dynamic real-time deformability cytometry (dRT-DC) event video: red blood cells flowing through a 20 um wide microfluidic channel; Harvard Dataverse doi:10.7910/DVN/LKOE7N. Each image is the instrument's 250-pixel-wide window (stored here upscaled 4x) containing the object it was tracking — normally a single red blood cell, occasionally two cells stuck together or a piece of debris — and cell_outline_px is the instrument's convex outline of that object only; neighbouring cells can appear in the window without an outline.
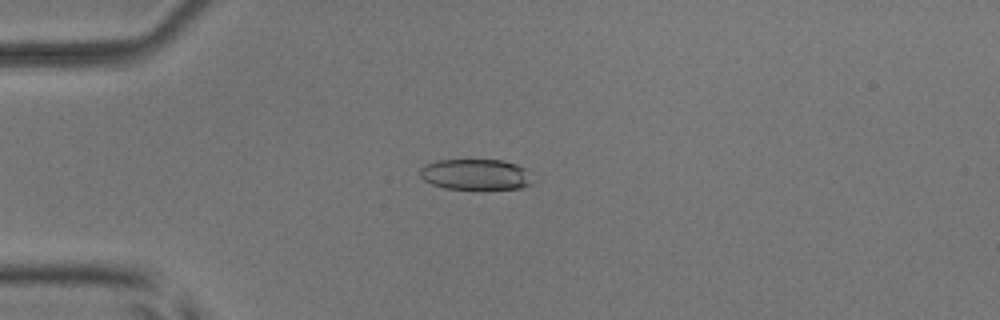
{"species": "common noctule bat (a hibernating species)", "species_latin": "Nyctalus noctula", "temperature_condition": "room temperature", "stored_images_in_passage": 55, "camera_frame_rate_fps": 3000, "um_per_image_px": 0.085, "animal": {"sex": "male", "body_mass_g": 17.9, "forearm_length_mm": 54.2}, "frame": {"image": 1, "passage_image": 15, "time_ms": 4.667, "image_size_px": [1000, 320], "cell_outline_px": [[532, 184], [520, 188], [444, 188], [432, 184], [424, 180], [420, 176], [420, 168], [424, 164], [436, 160], [500, 160], [516, 164], [528, 168]], "centroid_in_image_um": [40.42, 14.81], "position_along_channel_um": 44.6, "area_um2": 20.11}}
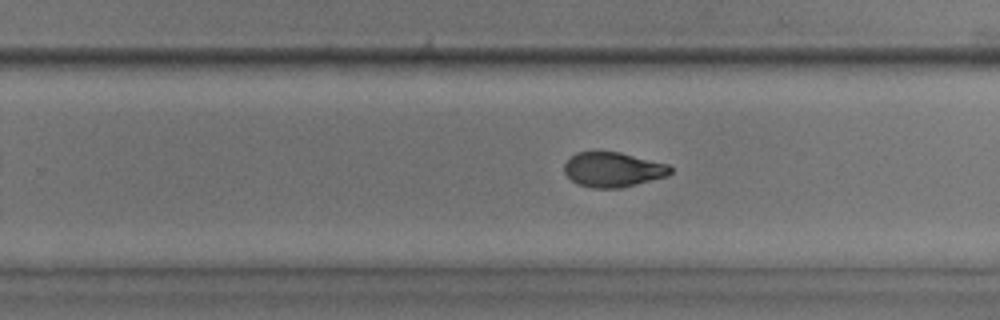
{"frame": {"image": 2, "passage_image": 35, "time_ms": 11.333, "image_size_px": [1000, 320], "cell_outline_px": [[672, 172], [668, 176], [620, 188], [592, 188], [576, 184], [564, 172], [564, 164], [576, 152], [620, 152], [668, 164], [672, 168]], "centroid_in_image_um": [52.11, 14.42], "position_along_channel_um": 277.7, "area_um2": 21.5}}
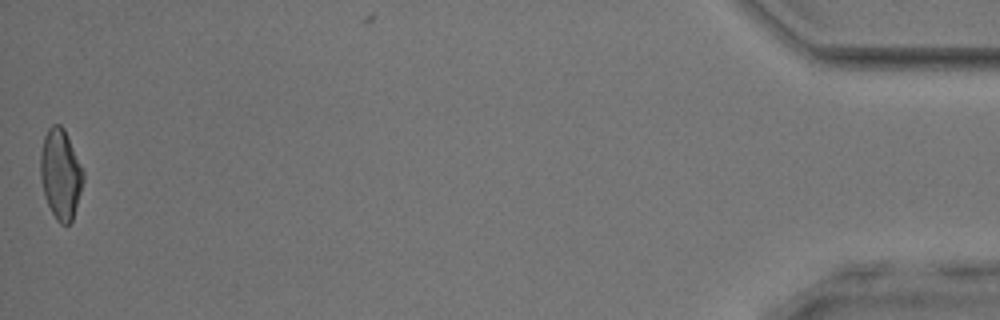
{"frame": {"image": 3, "passage_image": 54, "time_ms": 17.667, "image_size_px": [1000, 320], "cell_outline_px": [[84, 180], [72, 220], [68, 224], [60, 224], [56, 220], [44, 196], [40, 176], [40, 152], [44, 136], [48, 128], [52, 124], [60, 124], [64, 128], [84, 172]], "centroid_in_image_um": [5.14, 14.78], "position_along_channel_um": 430.1, "area_um2": 22.43}, "authors_computed_cell_mechanics": {"area_um2": 22.4264, "velocity_mm_per_s": 3.8871, "shape_relaxation_time_tau1_ms": 3.7614, "shape_relaxation_time_tau2_ms": 1.7279, "deformation_change_tau1": 0.1544, "deformation_change_tau2": 0.0695}}